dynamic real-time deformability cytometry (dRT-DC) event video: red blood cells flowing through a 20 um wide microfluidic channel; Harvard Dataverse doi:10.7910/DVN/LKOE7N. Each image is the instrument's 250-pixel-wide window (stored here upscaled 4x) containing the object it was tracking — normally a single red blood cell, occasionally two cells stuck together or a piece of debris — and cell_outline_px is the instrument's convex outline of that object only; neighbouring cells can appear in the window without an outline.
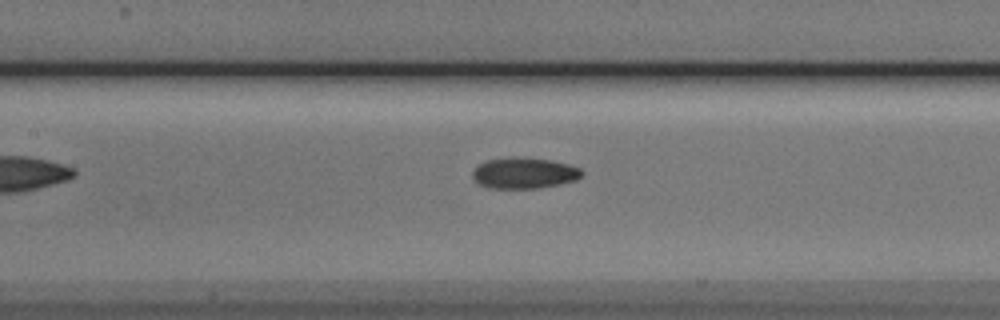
{"species": "Egyptian fruit bat (a non-hibernating species)", "species_latin": "Rousettus aegyptiacus", "temperature_condition": "cold", "stored_images_in_passage": 7, "camera_frame_rate_fps": 3000, "um_per_image_px": 0.085, "animal": {"sex": "male"}, "frame": {"image": 1, "passage_image": 7, "time_ms": 8.0, "image_size_px": [1000, 320], "cell_outline_px": [[584, 172], [576, 180], [560, 184], [540, 188], [488, 188], [480, 184], [472, 176], [472, 172], [476, 164], [488, 160], [512, 156], [552, 160], [568, 164], [580, 168]], "centroid_in_image_um": [44.54, 14.7], "position_along_channel_um": 162.9, "area_um2": 19.88}}